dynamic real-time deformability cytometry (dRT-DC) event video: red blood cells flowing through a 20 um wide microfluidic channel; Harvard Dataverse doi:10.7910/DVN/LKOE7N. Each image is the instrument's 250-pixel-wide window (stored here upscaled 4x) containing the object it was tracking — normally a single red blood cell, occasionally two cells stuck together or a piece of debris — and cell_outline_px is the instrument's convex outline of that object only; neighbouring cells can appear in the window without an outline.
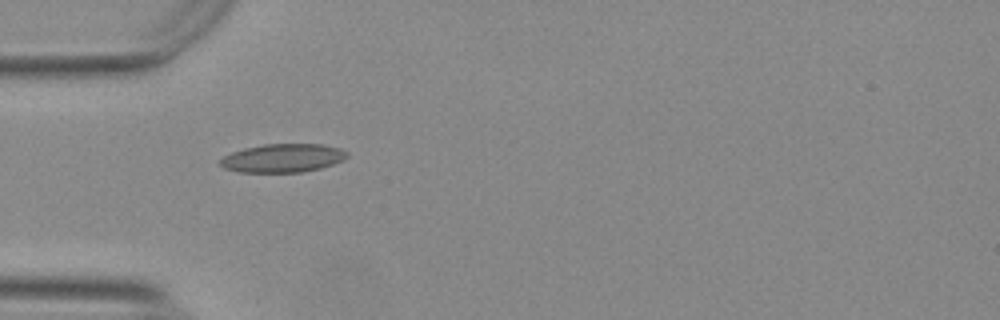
{"species": "Egyptian fruit bat (a non-hibernating species)", "species_latin": "Rousettus aegyptiacus", "temperature_condition": "warm", "stored_images_in_passage": 39, "camera_frame_rate_fps": 3000, "um_per_image_px": 0.085, "animal": {"sex": "female"}, "frame": {"image": 1, "passage_image": 1, "time_ms": 0.0, "image_size_px": [1000, 320], "cell_outline_px": [[348, 156], [344, 160], [320, 168], [300, 172], [240, 172], [224, 168], [220, 164], [220, 160], [224, 156], [232, 152], [244, 148], [264, 144], [324, 144], [340, 148], [348, 152]], "centroid_in_image_um": [24.06, 13.43], "position_along_channel_um": 60.9, "area_um2": 21.04}}
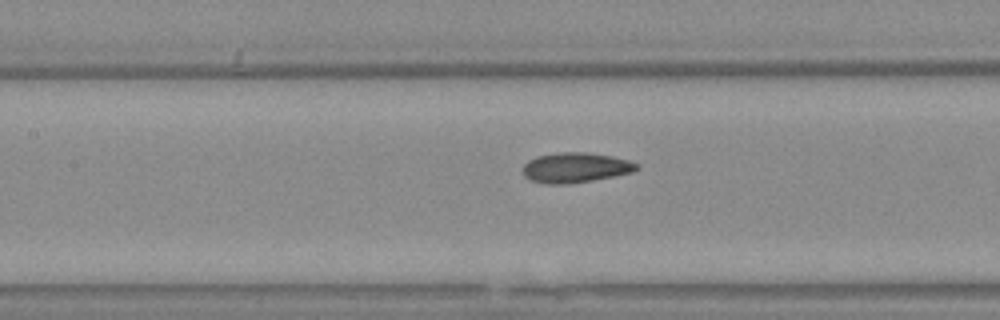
{"frame": {"image": 2, "passage_image": 9, "time_ms": 2.667, "image_size_px": [1000, 320], "cell_outline_px": [[640, 168], [632, 172], [592, 180], [568, 184], [548, 184], [532, 180], [524, 176], [524, 164], [528, 160], [536, 156], [556, 152], [588, 152], [612, 156], [628, 160], [636, 164]], "centroid_in_image_um": [48.9, 14.23], "position_along_channel_um": 158.5, "area_um2": 19.83}}
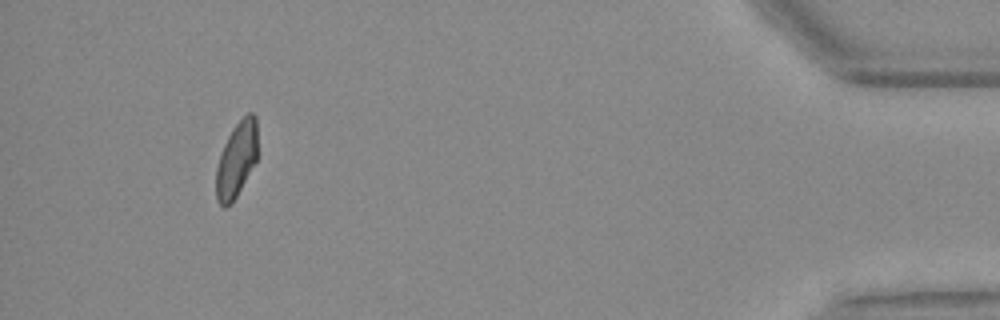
{"frame": {"image": 3, "passage_image": 35, "time_ms": 11.333, "image_size_px": [1000, 320], "cell_outline_px": [[256, 160], [236, 196], [224, 208], [220, 204], [216, 196], [216, 168], [220, 152], [232, 128], [248, 112], [252, 112], [256, 116]], "centroid_in_image_um": [20.08, 13.53], "position_along_channel_um": 415.1, "area_um2": 17.8}, "authors_computed_cell_mechanics": {"area_um2": 19.1318, "velocity_mm_per_s": 3.74, "shape_relaxation_time_tau1_ms": 9.0542, "shape_relaxation_time_tau2_ms": 2.0133, "deformation_change_tau1": 0.1782, "deformation_change_tau2": 0.0708}}